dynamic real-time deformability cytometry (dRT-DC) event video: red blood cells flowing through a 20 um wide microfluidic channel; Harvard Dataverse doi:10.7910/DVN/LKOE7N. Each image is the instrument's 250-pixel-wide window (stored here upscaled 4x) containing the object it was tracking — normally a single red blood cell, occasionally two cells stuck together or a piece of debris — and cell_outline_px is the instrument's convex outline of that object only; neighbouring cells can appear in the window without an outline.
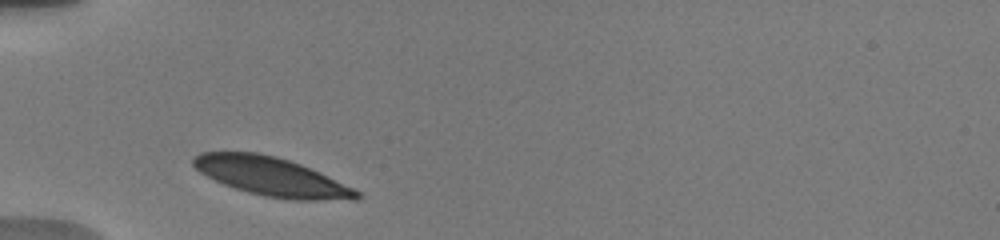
{"species": "human", "species_latin": "Homo sapiens", "temperature_condition": "warm", "stored_images_in_passage": 6, "camera_frame_rate_fps": 3000, "um_per_image_px": 0.085, "donor": {"sex": "male"}, "frame": {"image": 1, "passage_image": 2, "time_ms": 0.667, "image_size_px": [1000, 240], "cell_outline_px": [[364, 196], [360, 200], [296, 200], [264, 196], [248, 192], [224, 184], [200, 172], [192, 164], [192, 156], [200, 152], [260, 152], [276, 156], [300, 164], [320, 172], [360, 192]], "centroid_in_image_um": [23.1, 15.01], "position_along_channel_um": 61.9, "area_um2": 36.76}}
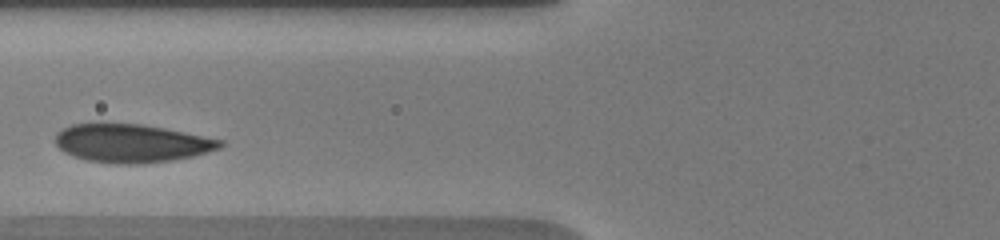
{"frame": {"image": 2, "passage_image": 5, "time_ms": 2.333, "image_size_px": [1000, 240], "cell_outline_px": [[224, 144], [220, 148], [192, 156], [172, 160], [136, 164], [120, 164], [88, 160], [72, 156], [64, 152], [56, 144], [56, 132], [72, 124], [140, 124], [164, 128], [224, 140]], "centroid_in_image_um": [11.18, 12.18], "position_along_channel_um": 114.6, "area_um2": 36.41}}